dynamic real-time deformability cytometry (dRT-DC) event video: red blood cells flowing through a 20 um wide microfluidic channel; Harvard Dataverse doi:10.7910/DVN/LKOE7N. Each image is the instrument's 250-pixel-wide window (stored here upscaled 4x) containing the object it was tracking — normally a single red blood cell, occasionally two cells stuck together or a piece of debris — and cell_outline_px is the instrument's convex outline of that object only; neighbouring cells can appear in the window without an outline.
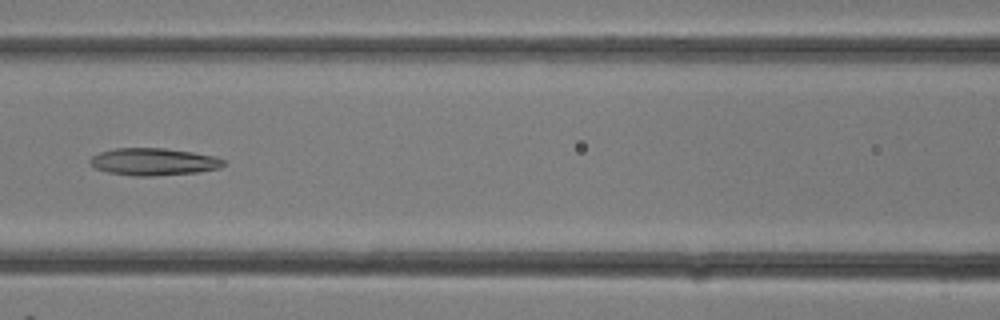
{"species": "common noctule bat (a hibernating species)", "species_latin": "Nyctalus noctula", "temperature_condition": "room temperature", "stored_images_in_passage": 13, "camera_frame_rate_fps": 3000, "um_per_image_px": 0.085, "animal": {"sex": "female"}, "frame": {"image": 1, "passage_image": 10, "time_ms": 3.0, "image_size_px": [1000, 320], "cell_outline_px": [[228, 164], [220, 168], [196, 172], [152, 176], [132, 176], [108, 172], [96, 168], [88, 160], [92, 156], [100, 152], [116, 148], [164, 148], [192, 152], [216, 156], [224, 160]], "centroid_in_image_um": [13.09, 13.74], "position_along_channel_um": 153.5, "area_um2": 21.21}}
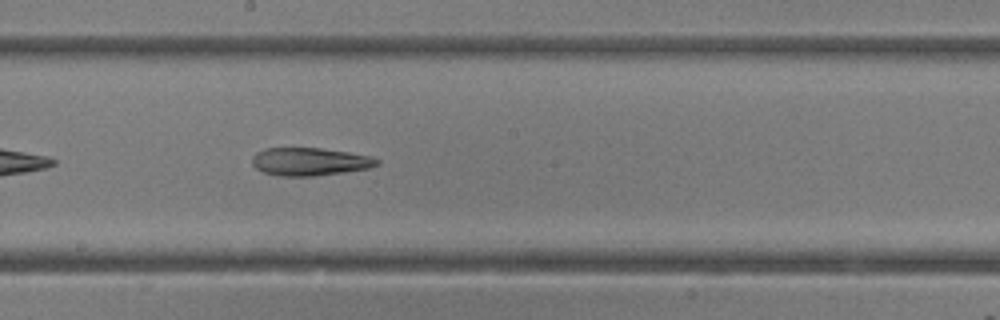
{"frame": {"image": 2, "passage_image": 13, "time_ms": 4.0, "image_size_px": [1000, 320], "cell_outline_px": [[380, 164], [368, 168], [344, 172], [316, 176], [280, 176], [264, 172], [256, 168], [252, 164], [252, 156], [256, 152], [264, 148], [320, 148], [348, 152], [372, 156], [380, 160]], "centroid_in_image_um": [26.33, 13.73], "position_along_channel_um": 221.9, "area_um2": 20.4}}